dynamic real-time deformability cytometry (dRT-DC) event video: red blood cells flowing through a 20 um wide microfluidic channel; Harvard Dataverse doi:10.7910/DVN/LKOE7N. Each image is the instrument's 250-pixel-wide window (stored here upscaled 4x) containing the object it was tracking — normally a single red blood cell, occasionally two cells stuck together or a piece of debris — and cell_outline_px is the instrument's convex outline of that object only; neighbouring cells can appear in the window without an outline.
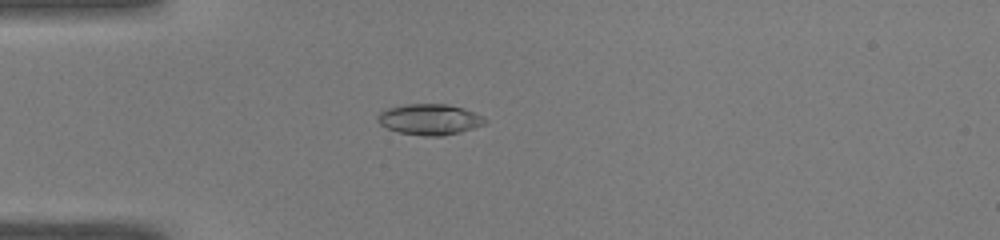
{"species": "common noctule bat (a hibernating species)", "species_latin": "Nyctalus noctula", "temperature_condition": "warm", "stored_images_in_passage": 40, "camera_frame_rate_fps": 3000, "um_per_image_px": 0.085, "animal": {"sex": "male", "body_mass_g": 19.0, "forearm_length_mm": 50.8}, "frame": {"image": 1, "passage_image": 4, "time_ms": 1.0, "image_size_px": [1000, 240], "cell_outline_px": [[488, 120], [484, 124], [460, 132], [444, 136], [424, 136], [396, 132], [380, 124], [376, 120], [376, 116], [380, 112], [388, 108], [404, 104], [448, 104], [464, 108], [476, 112], [484, 116]], "centroid_in_image_um": [36.52, 10.15], "position_along_channel_um": 48.5, "area_um2": 19.54}}
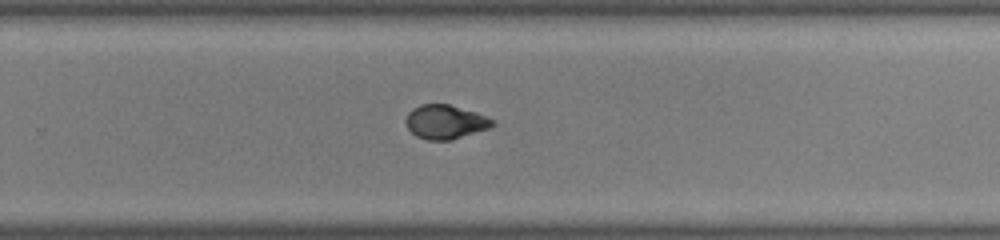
{"frame": {"image": 2, "passage_image": 23, "time_ms": 7.333, "image_size_px": [1000, 240], "cell_outline_px": [[496, 124], [488, 128], [452, 140], [428, 140], [416, 136], [404, 124], [404, 120], [408, 112], [412, 108], [420, 104], [448, 104], [476, 112], [496, 120]], "centroid_in_image_um": [37.83, 10.36], "position_along_channel_um": 292.0, "area_um2": 17.34}}
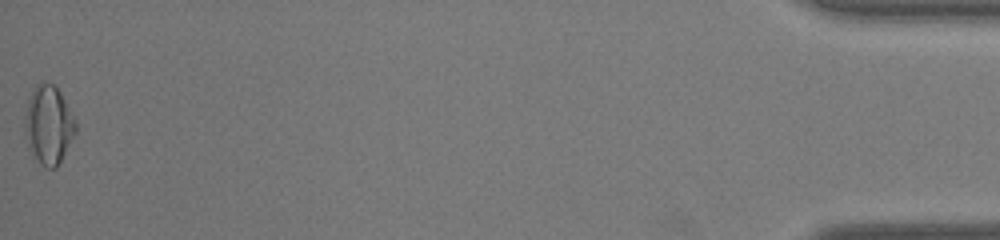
{"frame": {"image": 3, "passage_image": 40, "time_ms": 13.0, "image_size_px": [1000, 240], "cell_outline_px": [[76, 132], [56, 168], [44, 168], [32, 160], [24, 136], [24, 116], [28, 100], [36, 84], [44, 80], [52, 84], [60, 92], [76, 124]], "centroid_in_image_um": [4.06, 10.67], "position_along_channel_um": 431.1, "area_um2": 23.52}, "authors_computed_cell_mechanics": {"area_um2": 18.207, "velocity_mm_per_s": 4.0972, "shape_relaxation_time_tau1_ms": 5.3915, "shape_relaxation_time_tau2_ms": 1.3614, "deformation_change_tau1": 0.213, "deformation_change_tau2": 0.0463}}